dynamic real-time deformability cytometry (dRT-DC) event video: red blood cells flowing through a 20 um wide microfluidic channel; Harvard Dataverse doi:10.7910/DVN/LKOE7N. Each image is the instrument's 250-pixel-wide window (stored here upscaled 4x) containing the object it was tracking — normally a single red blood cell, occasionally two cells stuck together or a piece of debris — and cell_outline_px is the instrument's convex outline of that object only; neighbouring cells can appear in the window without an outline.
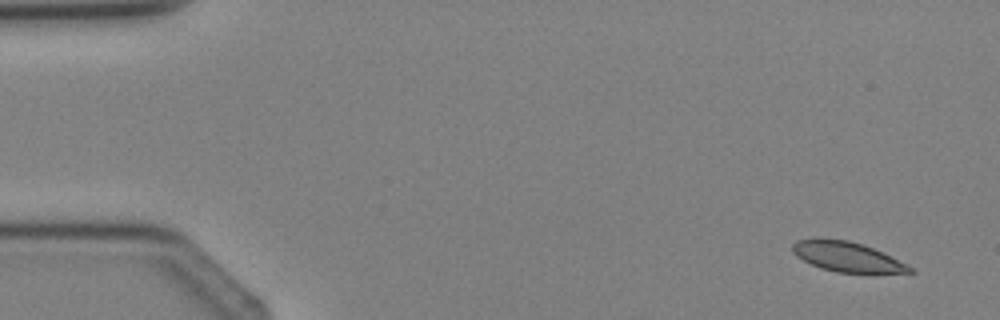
{"species": "Egyptian fruit bat (a non-hibernating species)", "species_latin": "Rousettus aegyptiacus", "temperature_condition": "cold", "stored_images_in_passage": 3, "camera_frame_rate_fps": 3000, "um_per_image_px": 0.085, "animal": {"sex": "female"}, "frame": {"image": 1, "passage_image": 1, "time_ms": 0.0, "image_size_px": [1000, 320], "cell_outline_px": [[916, 272], [836, 272], [820, 268], [796, 256], [792, 252], [792, 244], [796, 240], [812, 236], [820, 236], [848, 240], [864, 244], [912, 268]], "centroid_in_image_um": [71.84, 21.76], "position_along_channel_um": 13.2, "area_um2": 20.35}}